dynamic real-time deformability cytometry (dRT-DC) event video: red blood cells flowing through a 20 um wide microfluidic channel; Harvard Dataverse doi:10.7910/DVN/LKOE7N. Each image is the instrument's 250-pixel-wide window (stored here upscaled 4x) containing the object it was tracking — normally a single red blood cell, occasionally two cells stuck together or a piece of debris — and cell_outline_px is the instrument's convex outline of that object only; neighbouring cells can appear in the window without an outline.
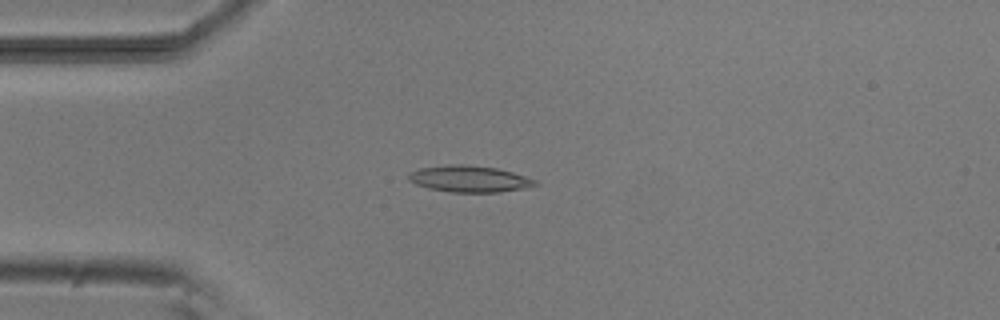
{"species": "common noctule bat (a hibernating species)", "species_latin": "Nyctalus noctula", "temperature_condition": "room temperature", "stored_images_in_passage": 6, "camera_frame_rate_fps": 3000, "um_per_image_px": 0.085, "animal": {"sex": "male", "body_mass_g": 20.5, "forearm_length_mm": 52.5}, "frame": {"image": 1, "passage_image": 3, "time_ms": 2.333, "image_size_px": [1000, 320], "cell_outline_px": [[540, 184], [524, 188], [500, 192], [452, 192], [428, 188], [416, 184], [408, 180], [408, 172], [420, 168], [452, 164], [464, 164], [496, 168], [512, 172], [536, 180]], "centroid_in_image_um": [39.88, 15.2], "position_along_channel_um": 45.1, "area_um2": 19.48}}
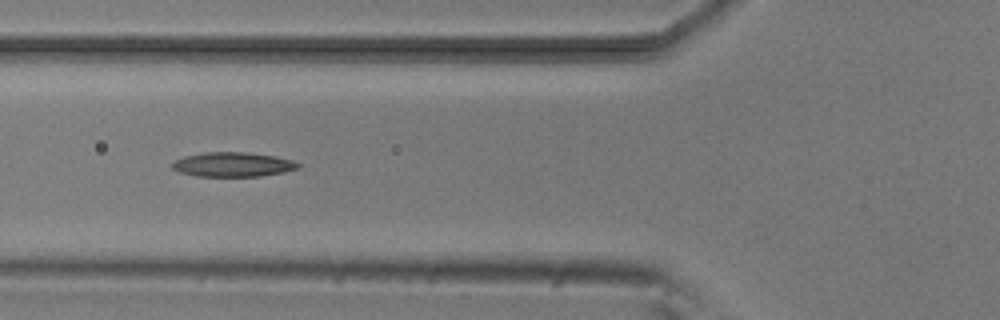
{"frame": {"image": 2, "passage_image": 5, "time_ms": 4.333, "image_size_px": [1000, 320], "cell_outline_px": [[300, 168], [284, 172], [260, 176], [196, 176], [180, 172], [172, 168], [172, 164], [176, 160], [184, 156], [204, 152], [244, 152], [272, 156], [292, 160], [300, 164]], "centroid_in_image_um": [19.79, 13.98], "position_along_channel_um": 106.0, "area_um2": 17.8}}
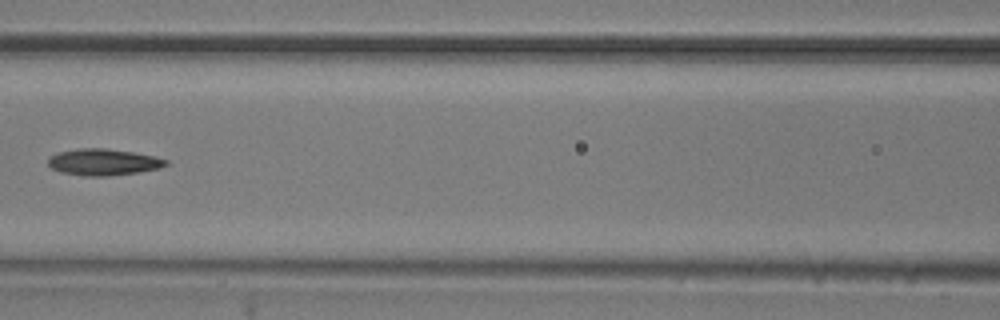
{"frame": {"image": 3, "passage_image": 6, "time_ms": 5.667, "image_size_px": [1000, 320], "cell_outline_px": [[168, 164], [160, 168], [136, 172], [104, 176], [84, 176], [60, 172], [52, 168], [48, 164], [48, 156], [56, 152], [80, 148], [104, 148], [132, 152], [156, 156], [168, 160]], "centroid_in_image_um": [8.75, 13.77], "position_along_channel_um": 157.8, "area_um2": 18.21}}